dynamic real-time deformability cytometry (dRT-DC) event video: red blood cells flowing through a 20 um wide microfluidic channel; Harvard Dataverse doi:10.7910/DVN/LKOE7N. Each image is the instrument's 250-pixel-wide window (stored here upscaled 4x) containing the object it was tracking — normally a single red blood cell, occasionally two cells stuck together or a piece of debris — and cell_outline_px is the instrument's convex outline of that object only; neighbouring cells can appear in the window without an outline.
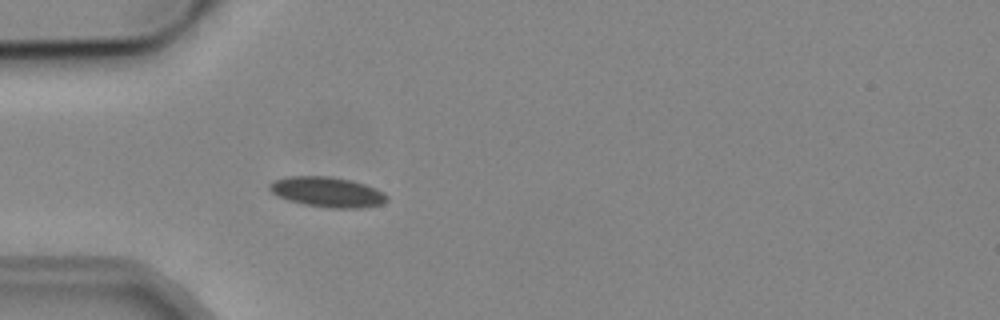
{"species": "common noctule bat (a hibernating species)", "species_latin": "Nyctalus noctula", "temperature_condition": "cold", "stored_images_in_passage": 6, "camera_frame_rate_fps": 3000, "um_per_image_px": 0.085, "animal": {"sex": "male", "body_mass_g": 19.2, "forearm_length_mm": 51.8}, "frame": {"image": 1, "passage_image": 6, "time_ms": 6.0, "image_size_px": [1000, 320], "cell_outline_px": [[388, 200], [380, 204], [364, 208], [328, 208], [304, 204], [288, 200], [276, 196], [268, 188], [268, 184], [276, 180], [288, 176], [328, 176], [352, 180], [376, 188], [384, 192], [388, 196]], "centroid_in_image_um": [27.83, 16.32], "position_along_channel_um": 57.2, "area_um2": 20.75}}